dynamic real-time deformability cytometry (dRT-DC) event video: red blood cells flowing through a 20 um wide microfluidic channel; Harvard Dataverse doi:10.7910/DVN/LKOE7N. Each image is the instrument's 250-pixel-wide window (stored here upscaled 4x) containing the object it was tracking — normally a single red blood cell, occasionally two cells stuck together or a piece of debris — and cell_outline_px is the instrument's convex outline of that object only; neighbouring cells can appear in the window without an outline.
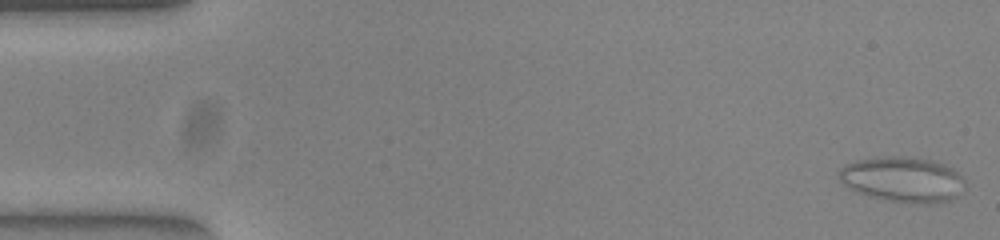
{"species": "common noctule bat (a hibernating species)", "species_latin": "Nyctalus noctula", "temperature_condition": "warm", "stored_images_in_passage": 56, "camera_frame_rate_fps": 3000, "um_per_image_px": 0.085, "animal": {"sex": "female", "body_mass_g": 23.0, "forearm_length_mm": 53.4}, "frame": {"image": 1, "passage_image": 1, "time_ms": 0.0, "image_size_px": [1000, 240], "cell_outline_px": [[964, 180], [956, 196], [948, 200], [928, 204], [924, 204], [884, 200], [868, 196], [852, 188], [840, 180], [840, 168], [844, 164], [856, 160], [888, 156], [912, 156], [932, 160], [944, 164], [952, 168]], "centroid_in_image_um": [76.71, 15.23], "position_along_channel_um": 8.3, "area_um2": 32.83}}
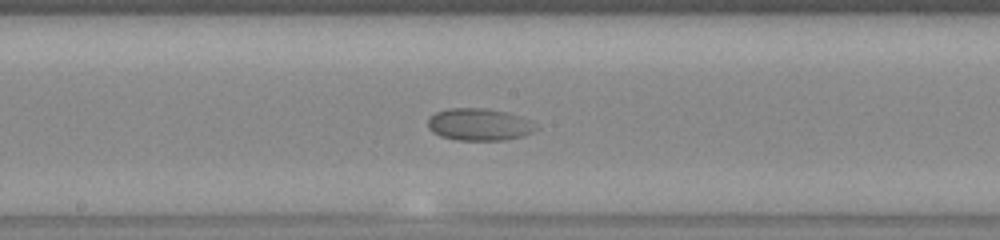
{"frame": {"image": 2, "passage_image": 29, "time_ms": 9.333, "image_size_px": [1000, 240], "cell_outline_px": [[540, 128], [532, 132], [520, 136], [504, 140], [456, 140], [440, 136], [432, 132], [428, 128], [428, 120], [436, 112], [448, 108], [484, 108], [504, 112], [528, 120]], "centroid_in_image_um": [40.68, 10.59], "position_along_channel_um": 207.5, "area_um2": 20.0}}
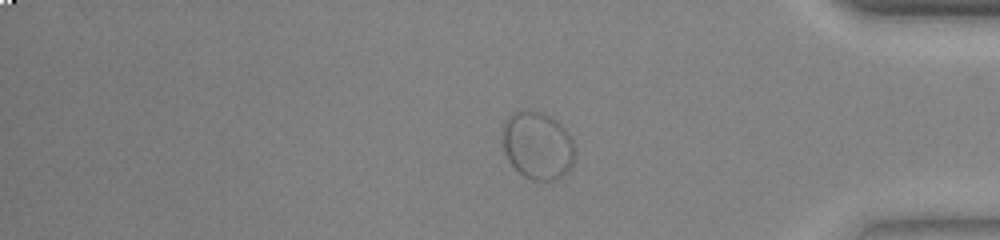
{"frame": {"image": 3, "passage_image": 46, "time_ms": 15.0, "image_size_px": [1000, 240], "cell_outline_px": [[572, 164], [568, 172], [556, 180], [532, 180], [524, 176], [512, 164], [504, 148], [504, 124], [508, 116], [512, 112], [544, 112], [552, 116], [572, 136]], "centroid_in_image_um": [45.72, 12.37], "position_along_channel_um": 389.5, "area_um2": 27.92}}